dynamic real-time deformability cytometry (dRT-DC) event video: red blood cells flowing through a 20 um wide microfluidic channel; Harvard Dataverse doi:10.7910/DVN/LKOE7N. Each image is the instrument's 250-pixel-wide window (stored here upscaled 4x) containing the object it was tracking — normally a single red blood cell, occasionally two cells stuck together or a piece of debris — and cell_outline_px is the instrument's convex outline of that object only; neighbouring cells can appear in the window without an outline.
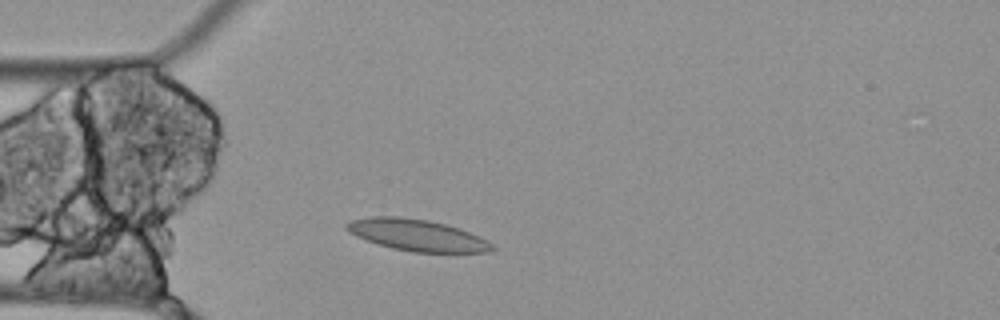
{"species": "Egyptian fruit bat (a non-hibernating species)", "species_latin": "Rousettus aegyptiacus", "temperature_condition": "cold", "stored_images_in_passage": 18, "camera_frame_rate_fps": 3000, "um_per_image_px": 0.085, "animal": {"sex": "female"}, "frame": {"image": 1, "passage_image": 1, "time_ms": 0.0, "image_size_px": [1000, 320], "cell_outline_px": [[496, 248], [488, 252], [412, 252], [392, 248], [356, 236], [348, 232], [344, 228], [344, 224], [352, 220], [372, 216], [396, 216], [428, 220], [444, 224], [468, 232], [492, 244]], "centroid_in_image_um": [35.38, 19.98], "position_along_channel_um": 49.6, "area_um2": 26.3}}
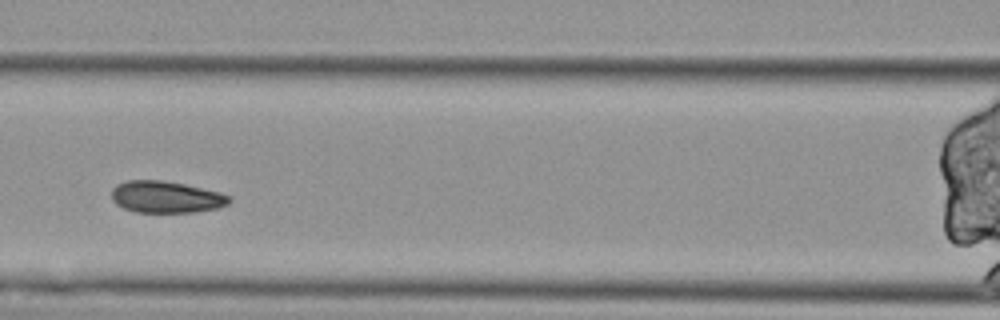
{"frame": {"image": 2, "passage_image": 10, "time_ms": 3.0, "image_size_px": [1000, 320], "cell_outline_px": [[232, 200], [228, 204], [216, 208], [196, 212], [136, 212], [124, 208], [116, 204], [112, 200], [112, 188], [116, 184], [128, 180], [160, 180], [184, 184], [220, 192], [232, 196]], "centroid_in_image_um": [14.12, 16.74], "position_along_channel_um": 152.5, "area_um2": 21.85}}
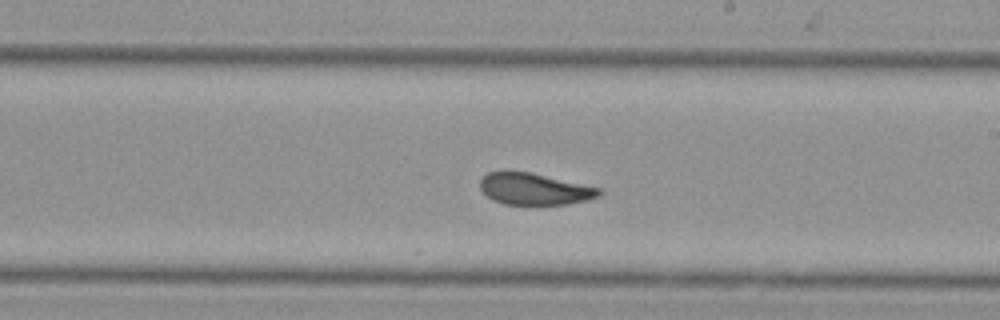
{"frame": {"image": 3, "passage_image": 18, "time_ms": 5.667, "image_size_px": [1000, 320], "cell_outline_px": [[604, 192], [600, 196], [588, 200], [568, 204], [504, 204], [492, 200], [480, 188], [480, 180], [488, 172], [532, 172], [600, 188]], "centroid_in_image_um": [45.47, 16.07], "position_along_channel_um": 243.5, "area_um2": 21.85}}